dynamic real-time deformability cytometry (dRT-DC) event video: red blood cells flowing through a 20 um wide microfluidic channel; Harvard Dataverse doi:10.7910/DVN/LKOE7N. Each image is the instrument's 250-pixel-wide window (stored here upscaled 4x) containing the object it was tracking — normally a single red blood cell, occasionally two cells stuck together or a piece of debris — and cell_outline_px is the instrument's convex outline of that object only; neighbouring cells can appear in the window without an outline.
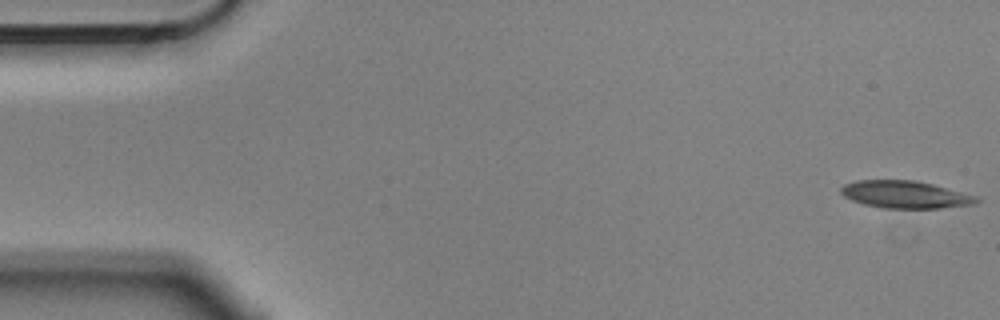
{"species": "Egyptian fruit bat (a non-hibernating species)", "species_latin": "Rousettus aegyptiacus", "temperature_condition": "cold", "stored_images_in_passage": 4, "camera_frame_rate_fps": 3000, "um_per_image_px": 0.085, "animal": {"sex": "male"}, "frame": {"image": 1, "passage_image": 1, "time_ms": 0.0, "image_size_px": [1000, 320], "cell_outline_px": [[980, 200], [976, 204], [940, 208], [884, 208], [864, 204], [852, 200], [844, 196], [840, 192], [840, 188], [844, 184], [856, 180], [916, 180], [932, 184], [976, 196]], "centroid_in_image_um": [76.92, 16.53], "position_along_channel_um": 8.1, "area_um2": 21.56}}
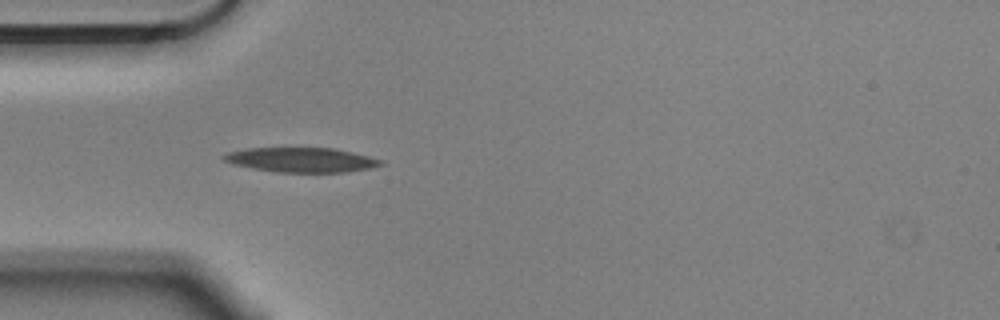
{"frame": {"image": 2, "passage_image": 4, "time_ms": 1.0, "image_size_px": [1000, 320], "cell_outline_px": [[384, 164], [368, 168], [348, 172], [276, 172], [252, 168], [232, 164], [224, 160], [220, 156], [228, 152], [248, 148], [336, 148], [384, 160]], "centroid_in_image_um": [25.61, 13.59], "position_along_channel_um": 59.4, "area_um2": 22.54}}